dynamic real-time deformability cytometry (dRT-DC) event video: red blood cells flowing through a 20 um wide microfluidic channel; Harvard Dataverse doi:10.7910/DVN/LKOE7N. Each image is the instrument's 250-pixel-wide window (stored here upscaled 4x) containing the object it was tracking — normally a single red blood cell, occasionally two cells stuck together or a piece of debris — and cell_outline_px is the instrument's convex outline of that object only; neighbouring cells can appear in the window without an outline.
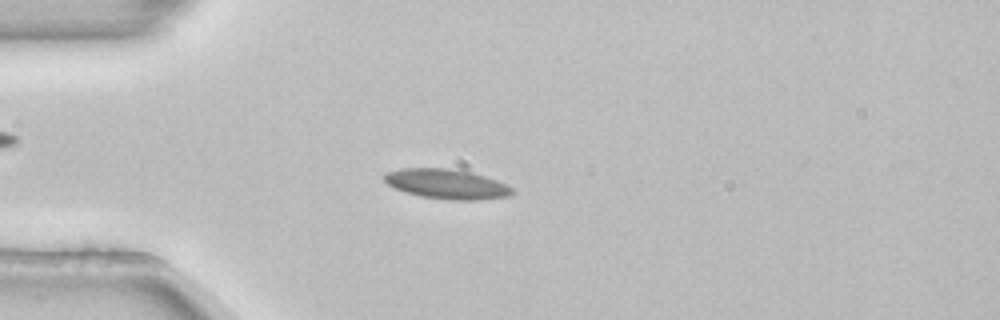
{"species": "common noctule bat (a hibernating species)", "species_latin": "Nyctalus noctula", "temperature_condition": "room temperature", "stored_images_in_passage": 5, "camera_frame_rate_fps": 3000, "um_per_image_px": 0.085, "animal": {"sex": "female", "body_mass_g": 22.7, "forearm_length_mm": 54.2}, "frame": {"image": 1, "passage_image": 5, "time_ms": 1.333, "image_size_px": [1000, 320], "cell_outline_px": [[516, 192], [508, 196], [480, 200], [448, 200], [420, 196], [396, 188], [388, 184], [384, 180], [384, 172], [404, 168], [448, 168], [468, 172], [484, 176], [508, 184]], "centroid_in_image_um": [37.99, 15.64], "position_along_channel_um": 47.0, "area_um2": 22.14}}